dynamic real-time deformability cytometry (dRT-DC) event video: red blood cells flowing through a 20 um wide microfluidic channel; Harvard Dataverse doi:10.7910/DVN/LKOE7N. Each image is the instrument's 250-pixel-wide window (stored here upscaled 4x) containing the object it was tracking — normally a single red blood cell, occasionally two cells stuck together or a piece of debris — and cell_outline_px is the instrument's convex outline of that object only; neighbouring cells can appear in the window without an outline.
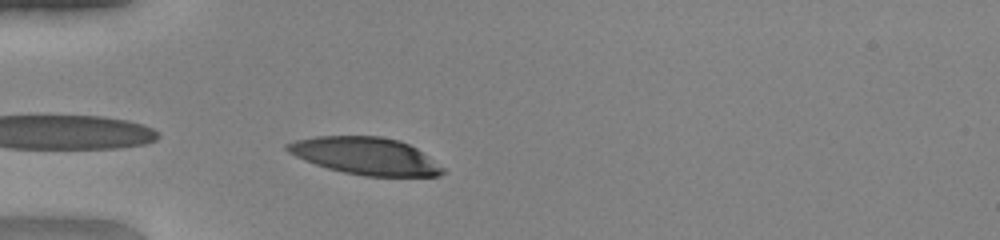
{"species": "human", "species_latin": "Homo sapiens", "temperature_condition": "warm", "stored_images_in_passage": 33, "camera_frame_rate_fps": 3000, "um_per_image_px": 0.085, "donor": {"sex": "female"}, "frame": {"image": 1, "passage_image": 1, "time_ms": 0.0, "image_size_px": [1000, 240], "cell_outline_px": [[444, 172], [440, 176], [364, 176], [344, 172], [328, 168], [304, 160], [288, 152], [284, 148], [284, 144], [296, 140], [316, 136], [380, 136], [400, 140], [416, 148], [444, 168]], "centroid_in_image_um": [31.05, 13.25], "position_along_channel_um": 54.0, "area_um2": 33.58}}
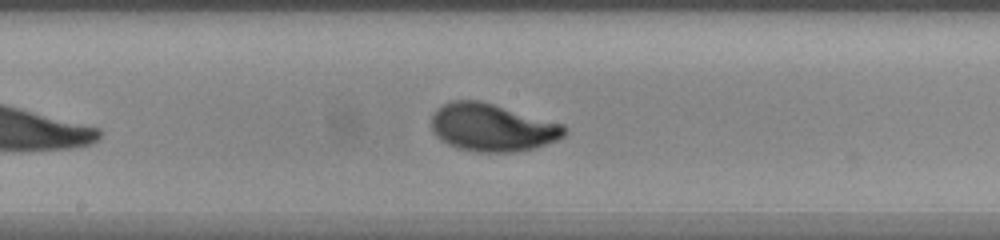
{"frame": {"image": 2, "passage_image": 13, "time_ms": 4.0, "image_size_px": [1000, 240], "cell_outline_px": [[568, 132], [564, 136], [556, 140], [536, 148], [516, 152], [476, 152], [456, 148], [440, 140], [432, 132], [432, 116], [444, 104], [452, 100], [480, 100], [564, 124], [568, 128]], "centroid_in_image_um": [41.86, 10.85], "position_along_channel_um": 206.3, "area_um2": 37.17}}
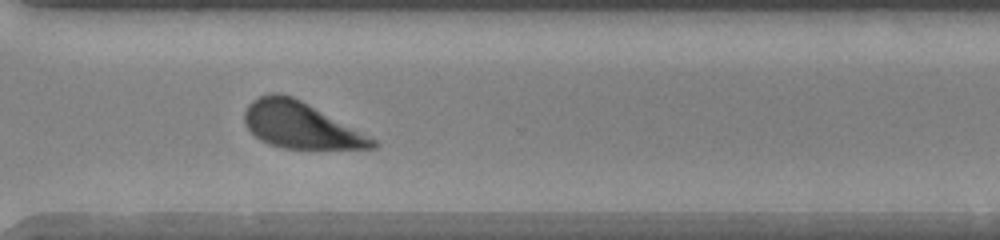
{"frame": {"image": 3, "passage_image": 23, "time_ms": 7.333, "image_size_px": [1000, 240], "cell_outline_px": [[380, 144], [376, 148], [280, 148], [268, 144], [260, 140], [244, 124], [244, 112], [248, 104], [252, 100], [260, 96], [272, 92], [280, 92], [292, 96], [300, 100], [376, 140]], "centroid_in_image_um": [25.48, 10.64], "position_along_channel_um": 345.1, "area_um2": 33.99}, "authors_computed_cell_mechanics": {"area_um2": 35.6048, "velocity_mm_per_s": 4.1539, "shape_relaxation_time_tau1_ms": 2.537, "shape_relaxation_time_tau2_ms": null, "deformation_change_tau1": 0.1885, "deformation_change_tau2": null}}